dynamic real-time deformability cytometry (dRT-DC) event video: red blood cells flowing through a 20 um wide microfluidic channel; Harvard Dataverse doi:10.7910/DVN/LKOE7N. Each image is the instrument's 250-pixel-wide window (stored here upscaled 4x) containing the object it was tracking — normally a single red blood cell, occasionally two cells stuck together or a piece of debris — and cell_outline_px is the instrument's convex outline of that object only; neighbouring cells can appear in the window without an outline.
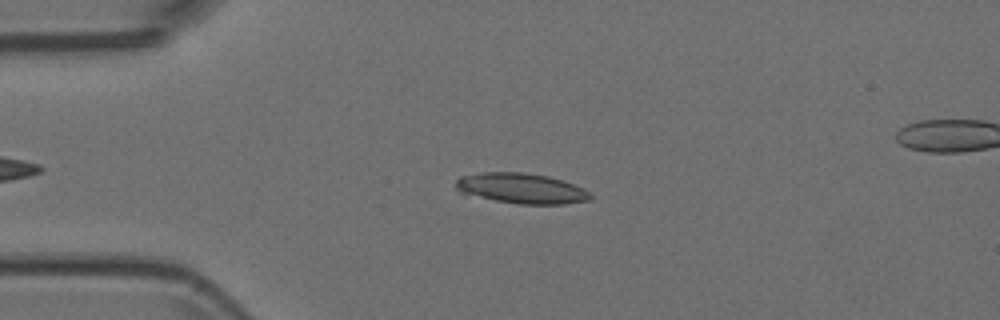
{"species": "Egyptian fruit bat (a non-hibernating species)", "species_latin": "Rousettus aegyptiacus", "temperature_condition": "room temperature", "stored_images_in_passage": 8, "camera_frame_rate_fps": 3000, "um_per_image_px": 0.085, "animal": {"sex": "female"}, "frame": {"image": 1, "passage_image": 3, "time_ms": 0.667, "image_size_px": [1000, 320], "cell_outline_px": [[592, 200], [564, 204], [520, 204], [496, 200], [460, 192], [456, 188], [456, 180], [460, 176], [480, 172], [524, 172], [548, 176], [584, 188], [592, 196]], "centroid_in_image_um": [44.33, 16.0], "position_along_channel_um": 40.7, "area_um2": 23.64}}
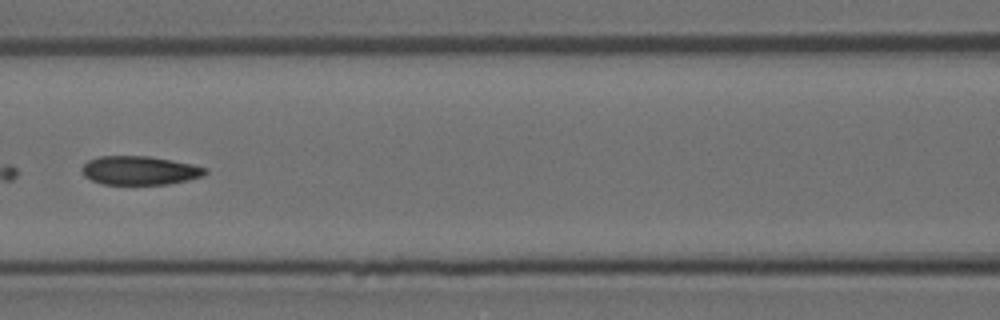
{"frame": {"image": 2, "passage_image": 6, "time_ms": 1.667, "image_size_px": [1000, 320], "cell_outline_px": [[208, 172], [204, 176], [188, 180], [168, 184], [104, 184], [92, 180], [84, 176], [80, 168], [88, 160], [100, 156], [148, 156], [172, 160], [192, 164], [208, 168]], "centroid_in_image_um": [11.89, 14.48], "position_along_channel_um": 154.7, "area_um2": 20.75}}
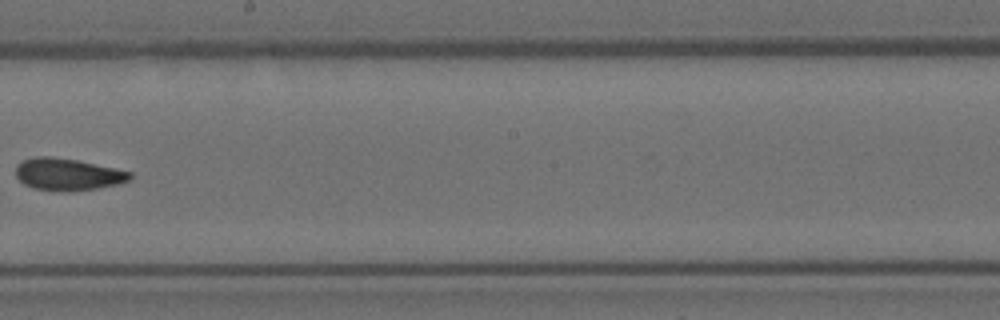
{"frame": {"image": 3, "passage_image": 8, "time_ms": 2.333, "image_size_px": [1000, 320], "cell_outline_px": [[132, 176], [128, 180], [116, 184], [96, 188], [68, 192], [36, 188], [24, 184], [16, 176], [16, 164], [20, 160], [36, 156], [52, 156], [76, 160], [116, 168], [132, 172]], "centroid_in_image_um": [5.72, 14.8], "position_along_channel_um": 242.5, "area_um2": 21.27}}